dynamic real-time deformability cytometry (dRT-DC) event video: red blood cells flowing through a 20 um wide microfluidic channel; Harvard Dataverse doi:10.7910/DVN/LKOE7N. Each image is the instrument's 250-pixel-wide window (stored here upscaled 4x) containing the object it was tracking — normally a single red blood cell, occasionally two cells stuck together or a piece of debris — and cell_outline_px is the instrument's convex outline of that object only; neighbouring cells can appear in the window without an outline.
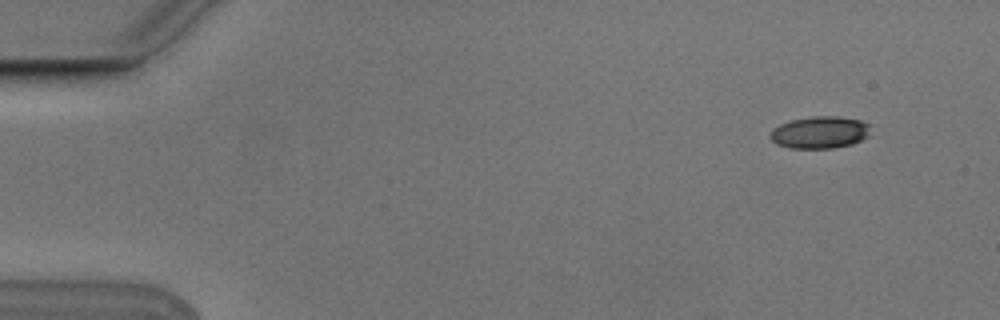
{"species": "Egyptian fruit bat (a non-hibernating species)", "species_latin": "Rousettus aegyptiacus", "temperature_condition": "cold", "stored_images_in_passage": 5, "camera_frame_rate_fps": 3000, "um_per_image_px": 0.085, "animal": {"sex": "male"}, "frame": {"image": 1, "passage_image": 1, "time_ms": 0.0, "image_size_px": [1000, 320], "cell_outline_px": [[872, 136], [852, 144], [832, 148], [788, 148], [776, 144], [768, 136], [772, 128], [780, 124], [792, 120], [812, 116], [836, 116], [860, 120], [868, 124]], "centroid_in_image_um": [69.69, 11.26], "position_along_channel_um": 15.3, "area_um2": 19.02}}
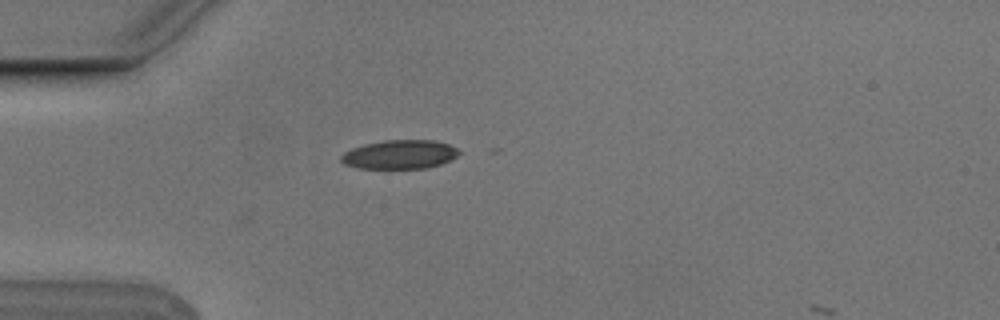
{"frame": {"image": 2, "passage_image": 4, "time_ms": 1.0, "image_size_px": [1000, 320], "cell_outline_px": [[460, 152], [452, 160], [440, 164], [424, 168], [360, 168], [344, 164], [340, 160], [340, 156], [344, 152], [352, 148], [364, 144], [384, 140], [432, 140], [448, 144], [456, 148]], "centroid_in_image_um": [33.96, 13.12], "position_along_channel_um": 51.0, "area_um2": 19.77}}